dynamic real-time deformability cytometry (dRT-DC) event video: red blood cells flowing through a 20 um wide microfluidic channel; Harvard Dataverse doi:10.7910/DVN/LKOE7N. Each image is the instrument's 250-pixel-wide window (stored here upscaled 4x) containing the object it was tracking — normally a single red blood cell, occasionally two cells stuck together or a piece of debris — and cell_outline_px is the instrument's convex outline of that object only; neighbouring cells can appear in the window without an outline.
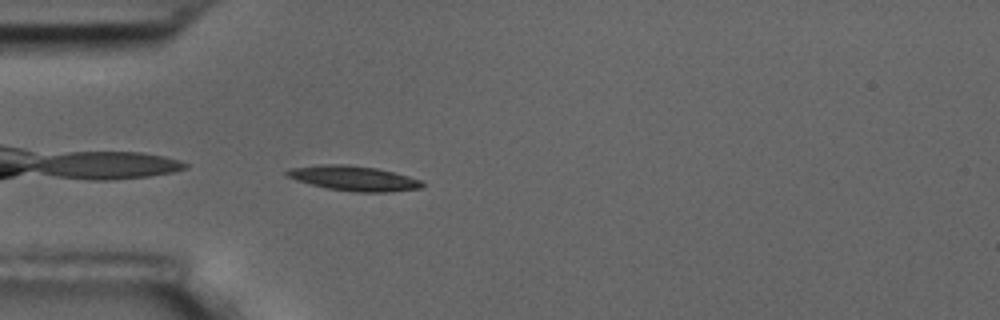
{"species": "common noctule bat (a hibernating species)", "species_latin": "Nyctalus noctula", "temperature_condition": "room temperature", "stored_images_in_passage": 42, "camera_frame_rate_fps": 3000, "um_per_image_px": 0.085, "animal": {"sex": "male", "body_mass_g": 17.5, "forearm_length_mm": 52.3}, "frame": {"image": 1, "passage_image": 2, "time_ms": 0.333, "image_size_px": [1000, 320], "cell_outline_px": [[424, 184], [420, 188], [388, 192], [356, 192], [328, 188], [296, 180], [288, 176], [284, 172], [288, 168], [320, 164], [348, 164], [376, 168], [408, 176], [420, 180]], "centroid_in_image_um": [30.03, 15.14], "position_along_channel_um": 55.0, "area_um2": 19.48}}
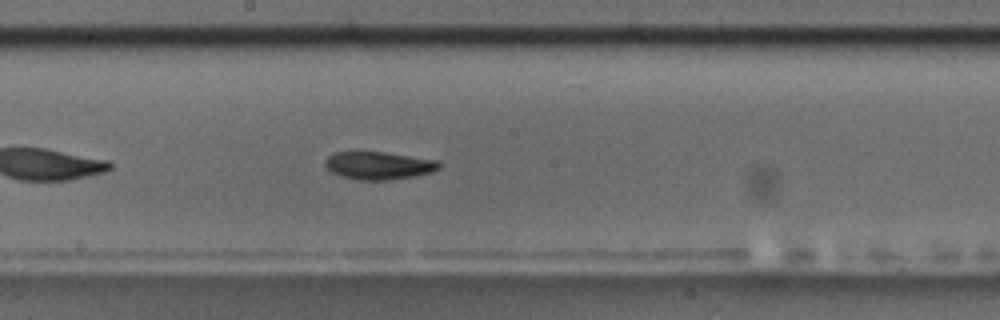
{"frame": {"image": 2, "passage_image": 16, "time_ms": 5.0, "image_size_px": [1000, 320], "cell_outline_px": [[440, 168], [432, 172], [416, 176], [388, 180], [356, 180], [340, 176], [332, 172], [324, 164], [324, 160], [328, 156], [336, 152], [384, 152], [436, 160], [440, 164]], "centroid_in_image_um": [32.17, 14.08], "position_along_channel_um": 216.0, "area_um2": 18.44}}
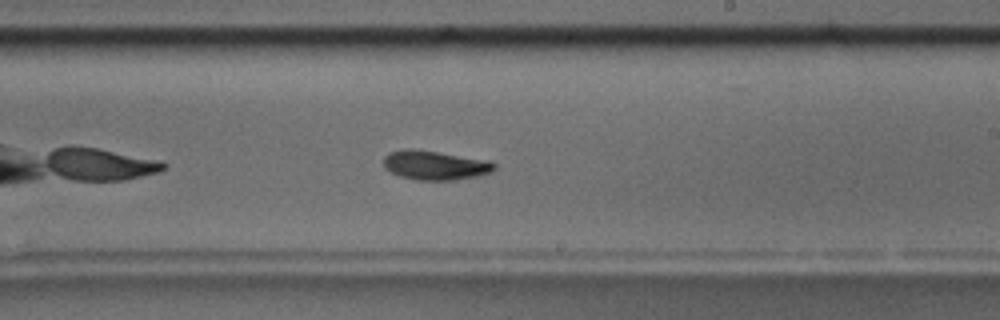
{"frame": {"image": 3, "passage_image": 19, "time_ms": 6.0, "image_size_px": [1000, 320], "cell_outline_px": [[496, 168], [488, 172], [476, 176], [452, 180], [416, 180], [400, 176], [384, 168], [384, 156], [392, 152], [404, 148], [436, 152], [480, 160], [496, 164]], "centroid_in_image_um": [36.89, 14.06], "position_along_channel_um": 252.1, "area_um2": 18.15}, "authors_computed_cell_mechanics": {"area_um2": 18.3515, "velocity_mm_per_s": 3.6074, "shape_relaxation_time_tau1_ms": 3.2281, "shape_relaxation_time_tau2_ms": 9.1066, "deformation_change_tau1": 0.1457, "deformation_change_tau2": 0.1227}}